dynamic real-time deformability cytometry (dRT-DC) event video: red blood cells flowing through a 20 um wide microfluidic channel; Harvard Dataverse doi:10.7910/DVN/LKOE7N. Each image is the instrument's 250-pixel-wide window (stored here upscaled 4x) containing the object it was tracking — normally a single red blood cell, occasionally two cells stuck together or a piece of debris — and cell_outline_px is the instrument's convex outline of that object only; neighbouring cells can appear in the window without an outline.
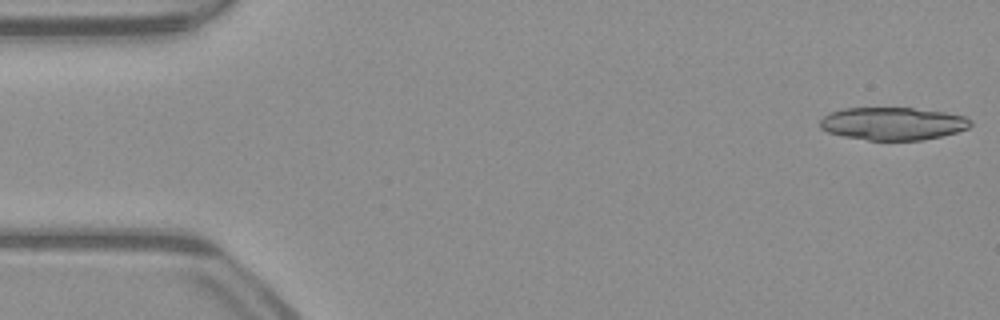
{"species": "common noctule bat (a hibernating species)", "species_latin": "Nyctalus noctula", "temperature_condition": "warm", "stored_images_in_passage": 37, "camera_frame_rate_fps": 3000, "um_per_image_px": 0.085, "animal": {"sex": "male", "body_mass_g": 23.1, "forearm_length_mm": 52.7}, "frame": {"image": 1, "passage_image": 1, "time_ms": 0.0, "image_size_px": [1000, 320], "cell_outline_px": [[972, 124], [968, 128], [956, 132], [924, 140], [868, 140], [844, 136], [828, 132], [820, 128], [820, 120], [828, 112], [844, 108], [912, 108], [944, 112], [964, 116], [972, 120]], "centroid_in_image_um": [75.88, 10.5], "position_along_channel_um": 9.1, "area_um2": 28.73}}
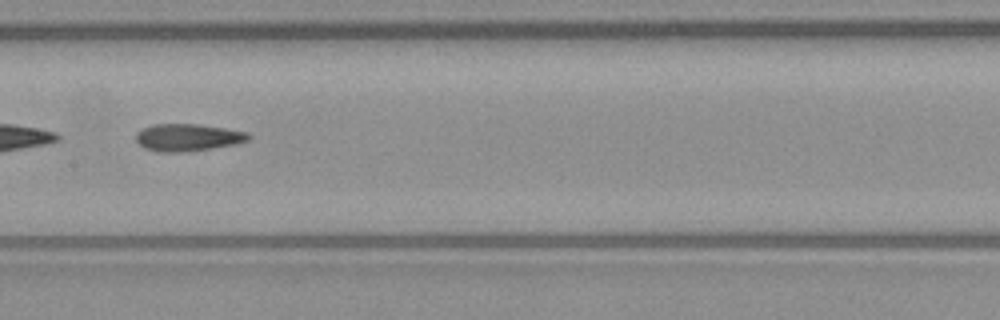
{"frame": {"image": 2, "passage_image": 25, "time_ms": 8.0, "image_size_px": [1000, 320], "cell_outline_px": [[252, 136], [248, 140], [236, 144], [212, 148], [180, 152], [156, 152], [144, 148], [136, 140], [136, 132], [152, 124], [196, 124], [224, 128], [248, 132]], "centroid_in_image_um": [15.95, 11.68], "position_along_channel_um": 191.4, "area_um2": 17.86}}
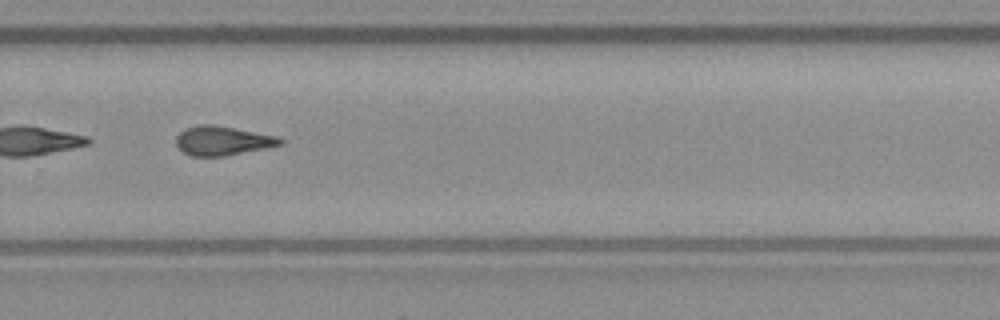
{"frame": {"image": 3, "passage_image": 34, "time_ms": 11.0, "image_size_px": [1000, 320], "cell_outline_px": [[284, 144], [268, 148], [224, 156], [192, 156], [184, 152], [176, 144], [176, 136], [184, 128], [196, 124], [212, 124], [276, 136], [284, 140]], "centroid_in_image_um": [18.91, 11.96], "position_along_channel_um": 310.9, "area_um2": 17.74}}